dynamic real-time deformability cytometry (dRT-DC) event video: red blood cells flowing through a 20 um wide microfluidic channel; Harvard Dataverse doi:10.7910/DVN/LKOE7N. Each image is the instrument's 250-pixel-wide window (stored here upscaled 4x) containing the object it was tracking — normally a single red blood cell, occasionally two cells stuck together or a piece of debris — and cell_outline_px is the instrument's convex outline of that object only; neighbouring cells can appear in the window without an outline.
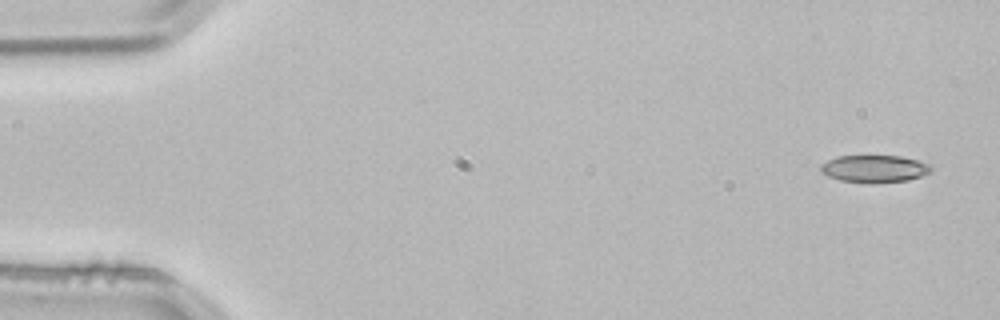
{"species": "common noctule bat (a hibernating species)", "species_latin": "Nyctalus noctula", "temperature_condition": "room temperature", "stored_images_in_passage": 4, "camera_frame_rate_fps": 3000, "um_per_image_px": 0.085, "animal": {"sex": "male", "body_mass_g": 21.5, "forearm_length_mm": 52.0}, "frame": {"image": 1, "passage_image": 1, "time_ms": 0.0, "image_size_px": [1000, 320], "cell_outline_px": [[932, 172], [908, 180], [840, 180], [828, 176], [820, 172], [820, 164], [836, 156], [900, 156], [916, 160], [928, 164], [932, 168]], "centroid_in_image_um": [74.3, 14.29], "position_along_channel_um": 10.7, "area_um2": 16.7}}
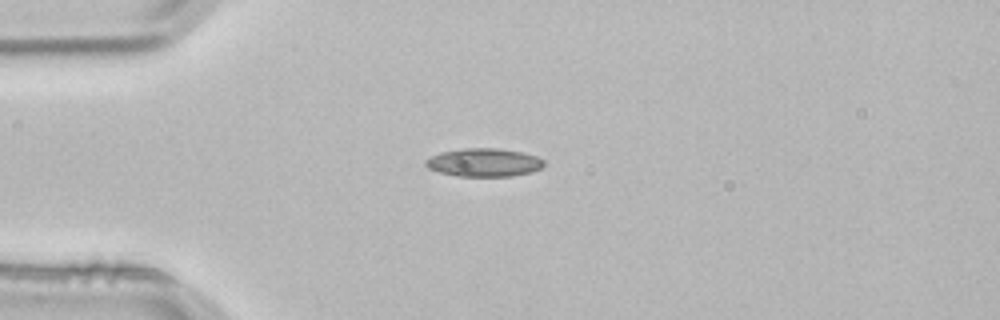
{"frame": {"image": 2, "passage_image": 3, "time_ms": 0.667, "image_size_px": [1000, 320], "cell_outline_px": [[544, 164], [540, 168], [532, 172], [512, 176], [456, 176], [440, 172], [428, 168], [424, 164], [424, 160], [440, 152], [464, 148], [500, 148], [520, 152], [536, 156], [544, 160]], "centroid_in_image_um": [41.12, 13.81], "position_along_channel_um": 43.9, "area_um2": 19.48}}
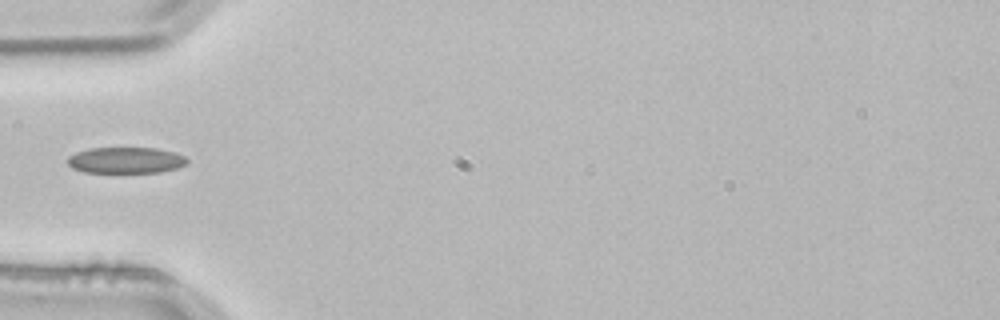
{"frame": {"image": 3, "passage_image": 4, "time_ms": 1.0, "image_size_px": [1000, 320], "cell_outline_px": [[188, 164], [176, 168], [160, 172], [84, 172], [72, 168], [68, 164], [68, 156], [76, 152], [88, 148], [156, 148], [172, 152], [184, 156], [188, 160]], "centroid_in_image_um": [10.68, 13.62], "position_along_channel_um": 74.3, "area_um2": 18.15}}